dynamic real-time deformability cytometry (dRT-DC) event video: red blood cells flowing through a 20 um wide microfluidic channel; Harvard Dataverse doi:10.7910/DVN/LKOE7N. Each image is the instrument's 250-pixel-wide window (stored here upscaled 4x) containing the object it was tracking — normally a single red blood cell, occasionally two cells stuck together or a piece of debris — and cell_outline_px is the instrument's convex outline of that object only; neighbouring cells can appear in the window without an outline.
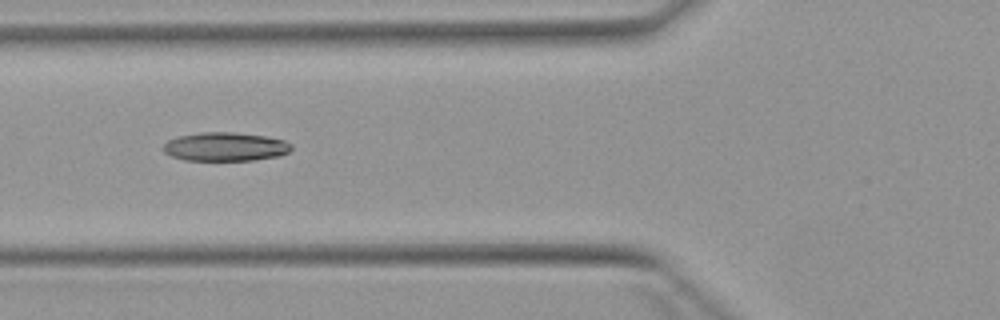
{"species": "Egyptian fruit bat (a non-hibernating species)", "species_latin": "Rousettus aegyptiacus", "temperature_condition": "warm", "stored_images_in_passage": 8, "camera_frame_rate_fps": 3000, "um_per_image_px": 0.085, "animal": {"sex": "female"}, "frame": {"image": 1, "passage_image": 6, "time_ms": 6.0, "image_size_px": [1000, 320], "cell_outline_px": [[292, 148], [288, 152], [280, 156], [256, 160], [184, 160], [172, 156], [164, 152], [160, 148], [168, 140], [176, 136], [200, 132], [232, 132], [264, 136], [284, 140], [292, 144]], "centroid_in_image_um": [19.12, 12.47], "position_along_channel_um": 106.7, "area_um2": 21.62}}
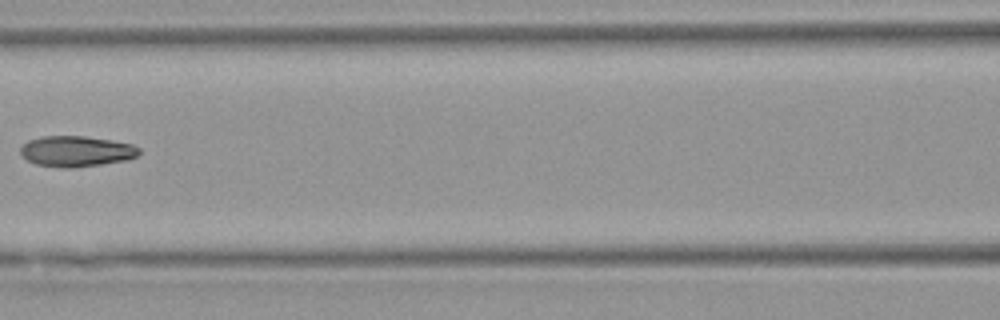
{"frame": {"image": 2, "passage_image": 7, "time_ms": 7.333, "image_size_px": [1000, 320], "cell_outline_px": [[140, 152], [136, 156], [128, 160], [76, 168], [64, 168], [36, 164], [20, 156], [20, 148], [28, 140], [40, 136], [84, 136], [112, 140], [132, 144], [140, 148]], "centroid_in_image_um": [6.48, 12.86], "position_along_channel_um": 160.1, "area_um2": 21.44}}
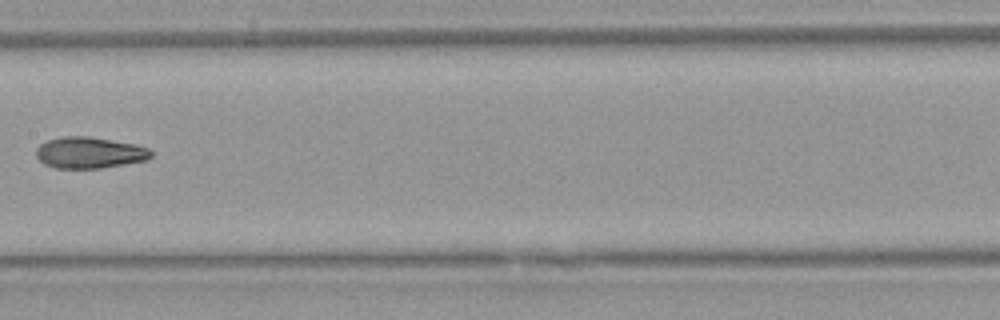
{"frame": {"image": 3, "passage_image": 8, "time_ms": 8.333, "image_size_px": [1000, 320], "cell_outline_px": [[152, 156], [148, 160], [100, 168], [56, 168], [44, 164], [36, 156], [36, 148], [40, 144], [48, 140], [64, 136], [88, 136], [136, 144], [148, 148], [152, 152]], "centroid_in_image_um": [7.61, 12.97], "position_along_channel_um": 199.8, "area_um2": 20.98}}